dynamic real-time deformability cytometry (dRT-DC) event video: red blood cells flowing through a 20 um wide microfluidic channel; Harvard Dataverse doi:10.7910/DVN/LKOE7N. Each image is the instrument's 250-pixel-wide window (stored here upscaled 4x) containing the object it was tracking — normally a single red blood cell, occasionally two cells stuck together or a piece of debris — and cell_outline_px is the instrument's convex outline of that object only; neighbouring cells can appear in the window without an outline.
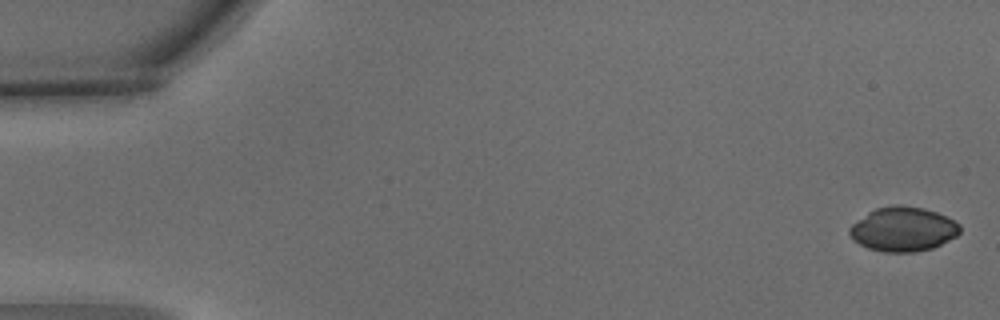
{"species": "common noctule bat (a hibernating species)", "species_latin": "Nyctalus noctula", "temperature_condition": "warm", "stored_images_in_passage": 5, "camera_frame_rate_fps": 3000, "um_per_image_px": 0.085, "animal": {"sex": "male", "body_mass_g": 15.6}, "frame": {"image": 1, "passage_image": 1, "time_ms": 0.0, "image_size_px": [1000, 320], "cell_outline_px": [[960, 232], [956, 236], [932, 248], [916, 252], [884, 252], [868, 248], [852, 240], [848, 232], [848, 228], [852, 224], [868, 212], [876, 208], [896, 204], [900, 204], [924, 208], [936, 212], [960, 224]], "centroid_in_image_um": [76.73, 19.48], "position_along_channel_um": 8.3, "area_um2": 28.55}}
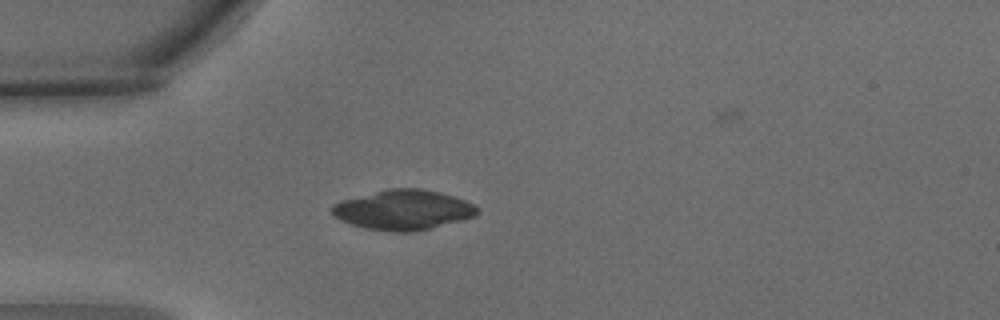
{"frame": {"image": 2, "passage_image": 4, "time_ms": 1.0, "image_size_px": [1000, 320], "cell_outline_px": [[480, 212], [476, 216], [416, 232], [396, 232], [364, 228], [340, 220], [328, 208], [332, 204], [340, 200], [388, 188], [420, 188], [440, 192], [464, 200], [480, 208]], "centroid_in_image_um": [34.26, 17.83], "position_along_channel_um": 50.7, "area_um2": 33.99}}